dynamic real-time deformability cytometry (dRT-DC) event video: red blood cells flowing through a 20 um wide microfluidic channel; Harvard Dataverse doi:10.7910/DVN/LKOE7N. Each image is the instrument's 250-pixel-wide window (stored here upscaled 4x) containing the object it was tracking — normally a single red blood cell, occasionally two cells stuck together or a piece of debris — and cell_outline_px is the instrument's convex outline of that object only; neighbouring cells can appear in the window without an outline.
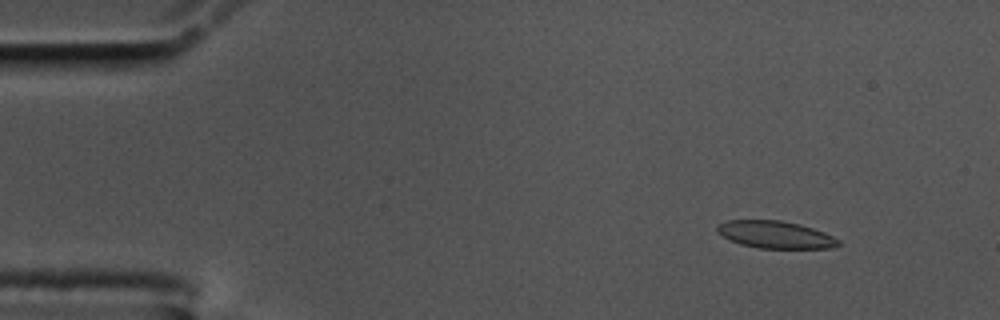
{"species": "common noctule bat (a hibernating species)", "species_latin": "Nyctalus noctula", "temperature_condition": "cold", "stored_images_in_passage": 59, "camera_frame_rate_fps": 3000, "um_per_image_px": 0.085, "animal": {"sex": "male", "body_mass_g": 17.5, "forearm_length_mm": 52.3}, "frame": {"image": 1, "passage_image": 7, "time_ms": 2.0, "image_size_px": [1000, 320], "cell_outline_px": [[840, 244], [832, 248], [760, 248], [740, 244], [728, 240], [716, 232], [716, 224], [728, 220], [780, 220], [800, 224], [824, 232], [840, 240]], "centroid_in_image_um": [65.86, 19.94], "position_along_channel_um": 19.1, "area_um2": 19.42}}
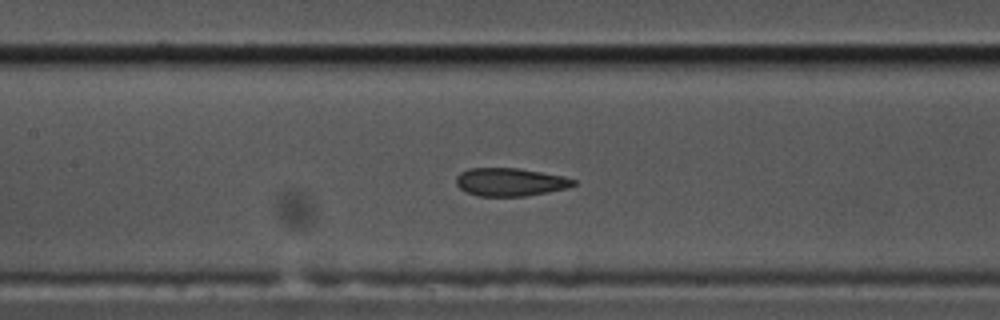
{"frame": {"image": 2, "passage_image": 27, "time_ms": 8.667, "image_size_px": [1000, 320], "cell_outline_px": [[576, 184], [568, 188], [548, 192], [524, 196], [480, 196], [468, 192], [460, 188], [456, 184], [456, 176], [460, 172], [468, 168], [520, 168], [560, 176], [576, 180]], "centroid_in_image_um": [43.35, 15.47], "position_along_channel_um": 164.1, "area_um2": 19.07}}
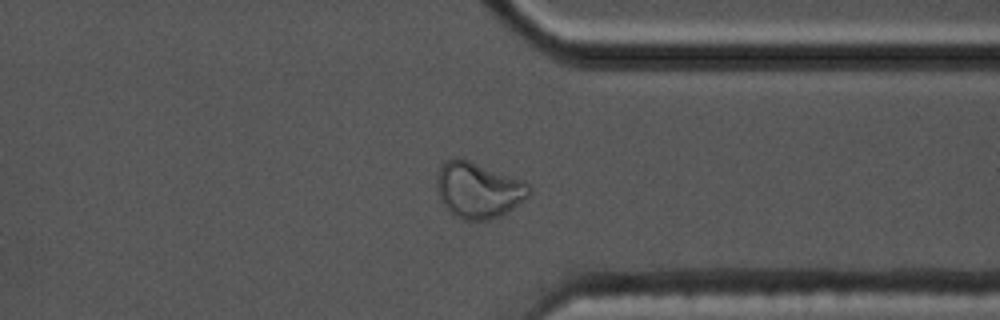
{"frame": {"image": 3, "passage_image": 45, "time_ms": 14.667, "image_size_px": [1000, 320], "cell_outline_px": [[532, 192], [528, 196], [512, 208], [488, 220], [464, 220], [448, 212], [440, 200], [436, 188], [436, 180], [440, 164], [444, 160], [456, 156], [468, 160], [524, 180], [532, 184]], "centroid_in_image_um": [40.62, 16.12], "position_along_channel_um": 370.8, "area_um2": 30.35}, "authors_computed_cell_mechanics": {"area_um2": 20.2878, "velocity_mm_per_s": 3.4758, "shape_relaxation_time_tau1_ms": null, "shape_relaxation_time_tau2_ms": 1.4598, "deformation_change_tau1": null, "deformation_change_tau2": 0.0767}}